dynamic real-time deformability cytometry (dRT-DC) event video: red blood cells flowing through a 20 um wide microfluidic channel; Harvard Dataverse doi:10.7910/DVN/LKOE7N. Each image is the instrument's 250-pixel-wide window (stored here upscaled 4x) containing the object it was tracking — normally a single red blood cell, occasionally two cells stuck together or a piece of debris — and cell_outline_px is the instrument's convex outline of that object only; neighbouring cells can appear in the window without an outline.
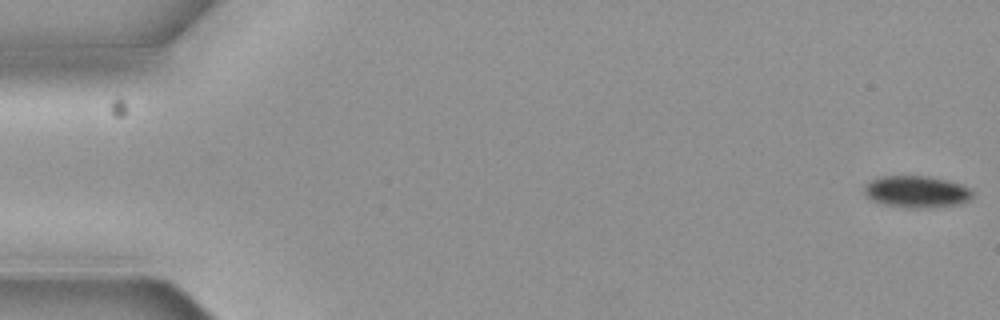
{"species": "common noctule bat (a hibernating species)", "species_latin": "Nyctalus noctula", "temperature_condition": "cold", "stored_images_in_passage": 6, "segment_of_instrument_passage": [1, 2], "camera_frame_rate_fps": 3000, "um_per_image_px": 0.085, "animal": {"sex": "female", "body_mass_g": 19.3, "forearm_length_mm": 54.1}, "frame": {"image": 1, "passage_image": 1, "time_ms": 0.0, "image_size_px": [1000, 320], "cell_outline_px": [[972, 196], [968, 200], [960, 204], [928, 208], [908, 208], [884, 204], [872, 200], [864, 192], [864, 184], [880, 176], [928, 176], [960, 184], [968, 188], [972, 192]], "centroid_in_image_um": [77.88, 16.3], "position_along_channel_um": 7.1, "area_um2": 19.94}}
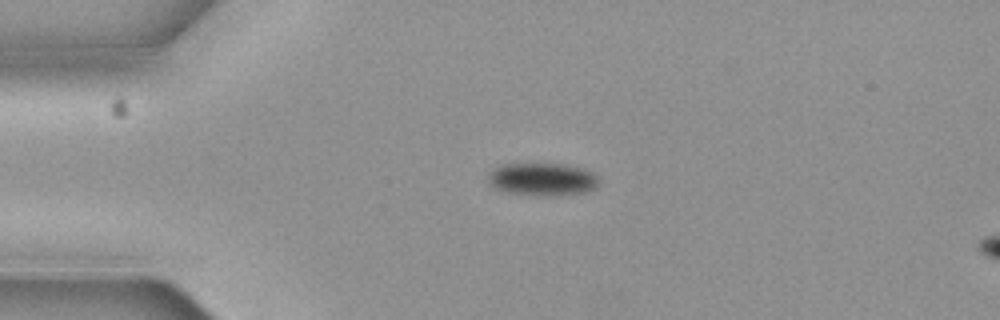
{"frame": {"image": 2, "passage_image": 4, "time_ms": 1.0, "image_size_px": [1000, 320], "cell_outline_px": [[600, 184], [596, 188], [584, 192], [552, 196], [508, 192], [496, 188], [488, 180], [488, 172], [492, 168], [500, 164], [568, 164], [584, 168], [592, 172], [600, 180]], "centroid_in_image_um": [46.14, 15.22], "position_along_channel_um": 38.9, "area_um2": 21.21}}